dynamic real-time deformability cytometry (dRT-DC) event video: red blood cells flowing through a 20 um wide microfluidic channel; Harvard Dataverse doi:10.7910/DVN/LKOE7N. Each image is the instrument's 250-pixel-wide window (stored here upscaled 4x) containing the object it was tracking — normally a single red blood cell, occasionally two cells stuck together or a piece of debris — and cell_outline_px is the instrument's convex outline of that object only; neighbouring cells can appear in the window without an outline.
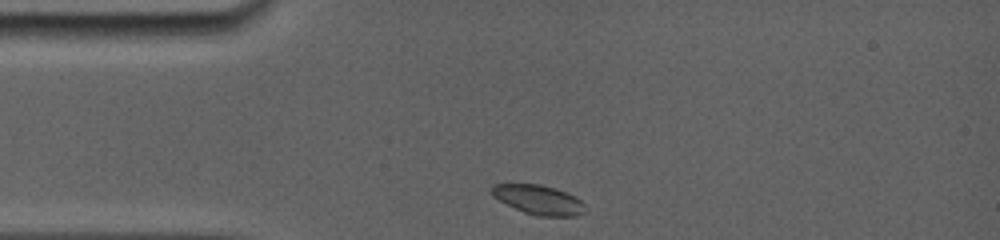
{"species": "common noctule bat (a hibernating species)", "species_latin": "Nyctalus noctula", "temperature_condition": "room temperature", "stored_images_in_passage": 55, "camera_frame_rate_fps": 5000, "um_per_image_px": 0.085, "animal": {"sex": "female", "body_mass_g": 19.0, "forearm_length_mm": 56.7}, "frame": {"image": 1, "passage_image": 1, "time_ms": 0.0, "image_size_px": [1000, 240], "cell_outline_px": [[588, 212], [576, 216], [536, 216], [524, 212], [492, 196], [488, 192], [488, 188], [492, 184], [540, 184], [556, 188], [576, 196], [584, 204]], "centroid_in_image_um": [45.78, 16.97], "position_along_channel_um": 39.2, "area_um2": 16.3}}
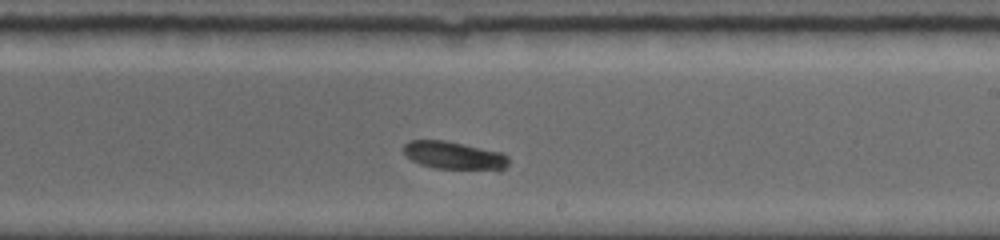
{"frame": {"image": 2, "passage_image": 32, "time_ms": 6.2, "image_size_px": [1000, 240], "cell_outline_px": [[508, 164], [500, 172], [496, 172], [432, 168], [420, 164], [412, 160], [404, 152], [404, 144], [412, 140], [444, 140], [500, 152], [508, 156]], "centroid_in_image_um": [38.66, 13.27], "position_along_channel_um": 250.3, "area_um2": 17.51}}
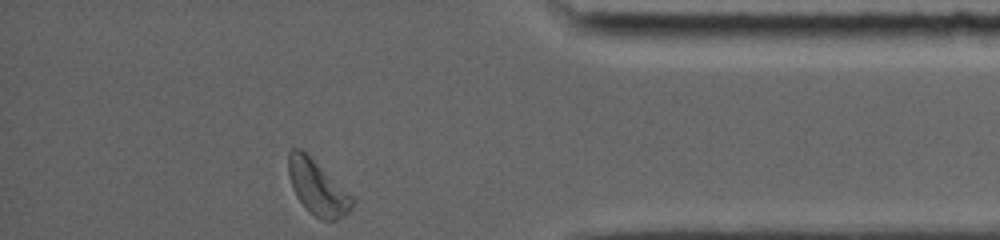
{"frame": {"image": 3, "passage_image": 55, "time_ms": 10.8, "image_size_px": [1000, 240], "cell_outline_px": [[356, 200], [352, 208], [348, 212], [336, 220], [324, 220], [308, 212], [296, 196], [288, 176], [288, 152], [292, 148], [300, 148], [312, 156]], "centroid_in_image_um": [26.97, 15.91], "position_along_channel_um": 408.2, "area_um2": 20.52}, "authors_computed_cell_mechanics": {"area_um2": 17.5134, "velocity_mm_per_s": 3.7489, "shape_relaxation_time_tau1_ms": 2.8276, "shape_relaxation_time_tau2_ms": null, "deformation_change_tau1": 0.0971, "deformation_change_tau2": null}}